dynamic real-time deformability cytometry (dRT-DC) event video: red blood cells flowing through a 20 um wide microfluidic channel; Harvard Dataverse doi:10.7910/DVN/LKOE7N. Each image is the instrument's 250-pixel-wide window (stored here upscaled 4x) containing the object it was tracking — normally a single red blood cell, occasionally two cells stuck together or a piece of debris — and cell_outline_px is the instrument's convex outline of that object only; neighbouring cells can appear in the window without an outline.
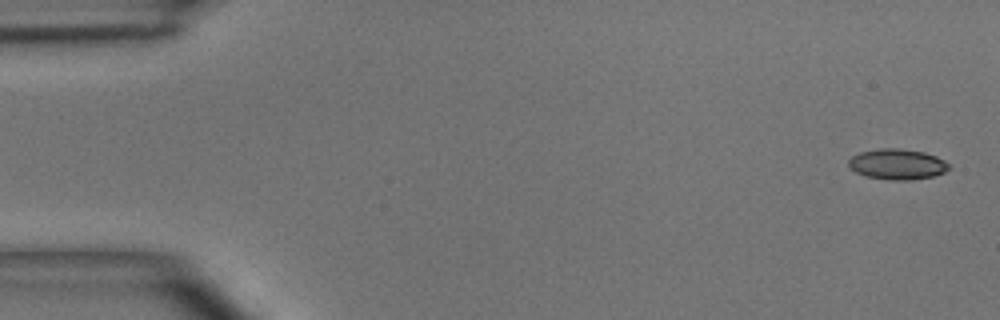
{"species": "common noctule bat (a hibernating species)", "species_latin": "Nyctalus noctula", "temperature_condition": "room temperature", "stored_images_in_passage": 3, "camera_frame_rate_fps": 3000, "um_per_image_px": 0.085, "animal": {"sex": "male", "body_mass_g": 15.6}, "frame": {"image": 1, "passage_image": 1, "time_ms": 0.0, "image_size_px": [1000, 320], "cell_outline_px": [[948, 168], [944, 172], [932, 176], [912, 180], [888, 180], [868, 176], [856, 172], [848, 164], [848, 160], [852, 156], [860, 152], [880, 148], [900, 148], [924, 152], [936, 156], [944, 160], [948, 164]], "centroid_in_image_um": [76.26, 13.95], "position_along_channel_um": 8.7, "area_um2": 17.74}}